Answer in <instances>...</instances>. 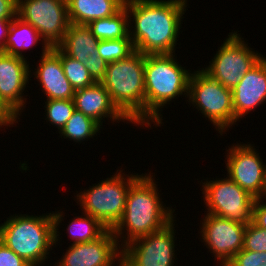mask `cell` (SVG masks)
Masks as SVG:
<instances>
[{
	"label": "cell",
	"instance_id": "ba28073f",
	"mask_svg": "<svg viewBox=\"0 0 266 266\" xmlns=\"http://www.w3.org/2000/svg\"><path fill=\"white\" fill-rule=\"evenodd\" d=\"M217 50L202 70L229 89H233L264 57L249 47L237 31L230 32Z\"/></svg>",
	"mask_w": 266,
	"mask_h": 266
},
{
	"label": "cell",
	"instance_id": "4dcf8cb0",
	"mask_svg": "<svg viewBox=\"0 0 266 266\" xmlns=\"http://www.w3.org/2000/svg\"><path fill=\"white\" fill-rule=\"evenodd\" d=\"M0 266H30L22 257L14 253L0 241Z\"/></svg>",
	"mask_w": 266,
	"mask_h": 266
},
{
	"label": "cell",
	"instance_id": "ffe728a7",
	"mask_svg": "<svg viewBox=\"0 0 266 266\" xmlns=\"http://www.w3.org/2000/svg\"><path fill=\"white\" fill-rule=\"evenodd\" d=\"M97 39L87 25H76L70 23L63 40L58 47L69 57L86 63L88 57L97 53Z\"/></svg>",
	"mask_w": 266,
	"mask_h": 266
},
{
	"label": "cell",
	"instance_id": "6da1fadb",
	"mask_svg": "<svg viewBox=\"0 0 266 266\" xmlns=\"http://www.w3.org/2000/svg\"><path fill=\"white\" fill-rule=\"evenodd\" d=\"M187 2L188 0H125L124 7L129 16V37L135 50L144 55L175 53L181 21L188 10Z\"/></svg>",
	"mask_w": 266,
	"mask_h": 266
},
{
	"label": "cell",
	"instance_id": "52a82bcc",
	"mask_svg": "<svg viewBox=\"0 0 266 266\" xmlns=\"http://www.w3.org/2000/svg\"><path fill=\"white\" fill-rule=\"evenodd\" d=\"M187 98L189 105L200 111L205 119L208 118L220 135L223 136L235 125L232 89L226 88L202 69L192 72Z\"/></svg>",
	"mask_w": 266,
	"mask_h": 266
},
{
	"label": "cell",
	"instance_id": "3957f363",
	"mask_svg": "<svg viewBox=\"0 0 266 266\" xmlns=\"http://www.w3.org/2000/svg\"><path fill=\"white\" fill-rule=\"evenodd\" d=\"M63 214L58 210L38 216L11 215L0 224V241L30 266H43L61 239L58 230Z\"/></svg>",
	"mask_w": 266,
	"mask_h": 266
},
{
	"label": "cell",
	"instance_id": "9a60e30c",
	"mask_svg": "<svg viewBox=\"0 0 266 266\" xmlns=\"http://www.w3.org/2000/svg\"><path fill=\"white\" fill-rule=\"evenodd\" d=\"M67 248L54 266H121L122 248L110 229L94 241Z\"/></svg>",
	"mask_w": 266,
	"mask_h": 266
},
{
	"label": "cell",
	"instance_id": "e575fe53",
	"mask_svg": "<svg viewBox=\"0 0 266 266\" xmlns=\"http://www.w3.org/2000/svg\"><path fill=\"white\" fill-rule=\"evenodd\" d=\"M11 23L12 20L0 19V51L2 52L5 50V45L7 42V37L9 34Z\"/></svg>",
	"mask_w": 266,
	"mask_h": 266
},
{
	"label": "cell",
	"instance_id": "8992f818",
	"mask_svg": "<svg viewBox=\"0 0 266 266\" xmlns=\"http://www.w3.org/2000/svg\"><path fill=\"white\" fill-rule=\"evenodd\" d=\"M115 173L75 195L82 212L95 217L110 230L122 218L129 187L140 176L133 172L125 174L121 169Z\"/></svg>",
	"mask_w": 266,
	"mask_h": 266
},
{
	"label": "cell",
	"instance_id": "9c48e42d",
	"mask_svg": "<svg viewBox=\"0 0 266 266\" xmlns=\"http://www.w3.org/2000/svg\"><path fill=\"white\" fill-rule=\"evenodd\" d=\"M202 182L204 205L208 214L248 224L252 221L255 199L228 176Z\"/></svg>",
	"mask_w": 266,
	"mask_h": 266
},
{
	"label": "cell",
	"instance_id": "d6a6232c",
	"mask_svg": "<svg viewBox=\"0 0 266 266\" xmlns=\"http://www.w3.org/2000/svg\"><path fill=\"white\" fill-rule=\"evenodd\" d=\"M17 16V0H0V19L13 20Z\"/></svg>",
	"mask_w": 266,
	"mask_h": 266
},
{
	"label": "cell",
	"instance_id": "f1b7e54d",
	"mask_svg": "<svg viewBox=\"0 0 266 266\" xmlns=\"http://www.w3.org/2000/svg\"><path fill=\"white\" fill-rule=\"evenodd\" d=\"M225 266H266V252L242 249Z\"/></svg>",
	"mask_w": 266,
	"mask_h": 266
},
{
	"label": "cell",
	"instance_id": "d6986e66",
	"mask_svg": "<svg viewBox=\"0 0 266 266\" xmlns=\"http://www.w3.org/2000/svg\"><path fill=\"white\" fill-rule=\"evenodd\" d=\"M69 22L76 25H87L95 19L115 15L125 0H66Z\"/></svg>",
	"mask_w": 266,
	"mask_h": 266
},
{
	"label": "cell",
	"instance_id": "83f0119b",
	"mask_svg": "<svg viewBox=\"0 0 266 266\" xmlns=\"http://www.w3.org/2000/svg\"><path fill=\"white\" fill-rule=\"evenodd\" d=\"M243 249L266 252V229L258 227L252 221L246 224Z\"/></svg>",
	"mask_w": 266,
	"mask_h": 266
},
{
	"label": "cell",
	"instance_id": "8fae6325",
	"mask_svg": "<svg viewBox=\"0 0 266 266\" xmlns=\"http://www.w3.org/2000/svg\"><path fill=\"white\" fill-rule=\"evenodd\" d=\"M17 16L31 24L50 47H57L70 25L66 0H17Z\"/></svg>",
	"mask_w": 266,
	"mask_h": 266
},
{
	"label": "cell",
	"instance_id": "cb8c5ba5",
	"mask_svg": "<svg viewBox=\"0 0 266 266\" xmlns=\"http://www.w3.org/2000/svg\"><path fill=\"white\" fill-rule=\"evenodd\" d=\"M67 224V233L72 244L86 243L100 238L108 229L95 217L81 213ZM84 216V217H83Z\"/></svg>",
	"mask_w": 266,
	"mask_h": 266
},
{
	"label": "cell",
	"instance_id": "44dd1931",
	"mask_svg": "<svg viewBox=\"0 0 266 266\" xmlns=\"http://www.w3.org/2000/svg\"><path fill=\"white\" fill-rule=\"evenodd\" d=\"M42 43V49L50 47L40 37L39 32L28 22L16 16L11 23L4 53L25 58L24 50L36 47L38 41Z\"/></svg>",
	"mask_w": 266,
	"mask_h": 266
},
{
	"label": "cell",
	"instance_id": "484cf974",
	"mask_svg": "<svg viewBox=\"0 0 266 266\" xmlns=\"http://www.w3.org/2000/svg\"><path fill=\"white\" fill-rule=\"evenodd\" d=\"M135 51L130 38L100 40L97 53L108 64L128 57Z\"/></svg>",
	"mask_w": 266,
	"mask_h": 266
},
{
	"label": "cell",
	"instance_id": "603a6c76",
	"mask_svg": "<svg viewBox=\"0 0 266 266\" xmlns=\"http://www.w3.org/2000/svg\"><path fill=\"white\" fill-rule=\"evenodd\" d=\"M102 126L92 118L75 109L67 123L59 131L61 138H67L80 144L101 133Z\"/></svg>",
	"mask_w": 266,
	"mask_h": 266
},
{
	"label": "cell",
	"instance_id": "836d02e7",
	"mask_svg": "<svg viewBox=\"0 0 266 266\" xmlns=\"http://www.w3.org/2000/svg\"><path fill=\"white\" fill-rule=\"evenodd\" d=\"M18 119L7 109V107L0 101V129L4 126L13 127L18 123Z\"/></svg>",
	"mask_w": 266,
	"mask_h": 266
},
{
	"label": "cell",
	"instance_id": "7402d4cb",
	"mask_svg": "<svg viewBox=\"0 0 266 266\" xmlns=\"http://www.w3.org/2000/svg\"><path fill=\"white\" fill-rule=\"evenodd\" d=\"M91 33L99 40L122 39L129 37V16L123 6L115 15L95 19L87 24Z\"/></svg>",
	"mask_w": 266,
	"mask_h": 266
},
{
	"label": "cell",
	"instance_id": "5b68a950",
	"mask_svg": "<svg viewBox=\"0 0 266 266\" xmlns=\"http://www.w3.org/2000/svg\"><path fill=\"white\" fill-rule=\"evenodd\" d=\"M144 66L145 55L135 50L124 59L108 63L100 82L129 122L145 128Z\"/></svg>",
	"mask_w": 266,
	"mask_h": 266
},
{
	"label": "cell",
	"instance_id": "5bb4252c",
	"mask_svg": "<svg viewBox=\"0 0 266 266\" xmlns=\"http://www.w3.org/2000/svg\"><path fill=\"white\" fill-rule=\"evenodd\" d=\"M29 65L26 58L0 51V101L18 120L27 102L23 91L33 77Z\"/></svg>",
	"mask_w": 266,
	"mask_h": 266
},
{
	"label": "cell",
	"instance_id": "4fadbf2b",
	"mask_svg": "<svg viewBox=\"0 0 266 266\" xmlns=\"http://www.w3.org/2000/svg\"><path fill=\"white\" fill-rule=\"evenodd\" d=\"M200 226L201 241L220 266H225L244 246L246 224L206 213Z\"/></svg>",
	"mask_w": 266,
	"mask_h": 266
},
{
	"label": "cell",
	"instance_id": "f546056e",
	"mask_svg": "<svg viewBox=\"0 0 266 266\" xmlns=\"http://www.w3.org/2000/svg\"><path fill=\"white\" fill-rule=\"evenodd\" d=\"M85 66L96 82H100L104 78L107 63L99 56L98 53L91 54L88 57Z\"/></svg>",
	"mask_w": 266,
	"mask_h": 266
},
{
	"label": "cell",
	"instance_id": "4316f807",
	"mask_svg": "<svg viewBox=\"0 0 266 266\" xmlns=\"http://www.w3.org/2000/svg\"><path fill=\"white\" fill-rule=\"evenodd\" d=\"M46 122L56 126L60 131L75 111L73 100H46L44 105ZM48 120V121H47Z\"/></svg>",
	"mask_w": 266,
	"mask_h": 266
},
{
	"label": "cell",
	"instance_id": "7a4b0ae2",
	"mask_svg": "<svg viewBox=\"0 0 266 266\" xmlns=\"http://www.w3.org/2000/svg\"><path fill=\"white\" fill-rule=\"evenodd\" d=\"M151 174V171L142 173L129 187L123 216L112 229L121 248L136 238L162 229L176 218L175 209L166 208L160 199L155 175Z\"/></svg>",
	"mask_w": 266,
	"mask_h": 266
},
{
	"label": "cell",
	"instance_id": "ac0fdd59",
	"mask_svg": "<svg viewBox=\"0 0 266 266\" xmlns=\"http://www.w3.org/2000/svg\"><path fill=\"white\" fill-rule=\"evenodd\" d=\"M75 109L92 118L103 126L104 118H110L112 123L129 120L112 103L108 91L101 82L76 90L73 96Z\"/></svg>",
	"mask_w": 266,
	"mask_h": 266
},
{
	"label": "cell",
	"instance_id": "2e32d148",
	"mask_svg": "<svg viewBox=\"0 0 266 266\" xmlns=\"http://www.w3.org/2000/svg\"><path fill=\"white\" fill-rule=\"evenodd\" d=\"M235 125L240 118L266 103V57L264 56L232 89Z\"/></svg>",
	"mask_w": 266,
	"mask_h": 266
},
{
	"label": "cell",
	"instance_id": "277c9868",
	"mask_svg": "<svg viewBox=\"0 0 266 266\" xmlns=\"http://www.w3.org/2000/svg\"><path fill=\"white\" fill-rule=\"evenodd\" d=\"M175 53L145 55V126L160 127L163 107L183 95L187 99L192 71L177 62ZM190 71V72H189ZM162 108V109H161Z\"/></svg>",
	"mask_w": 266,
	"mask_h": 266
},
{
	"label": "cell",
	"instance_id": "7c38bea8",
	"mask_svg": "<svg viewBox=\"0 0 266 266\" xmlns=\"http://www.w3.org/2000/svg\"><path fill=\"white\" fill-rule=\"evenodd\" d=\"M226 151L227 176L254 198L266 197V165L254 144H232Z\"/></svg>",
	"mask_w": 266,
	"mask_h": 266
},
{
	"label": "cell",
	"instance_id": "1f68e13d",
	"mask_svg": "<svg viewBox=\"0 0 266 266\" xmlns=\"http://www.w3.org/2000/svg\"><path fill=\"white\" fill-rule=\"evenodd\" d=\"M263 198L255 199L253 205L252 222L260 228L266 229V202ZM266 200V197H264Z\"/></svg>",
	"mask_w": 266,
	"mask_h": 266
},
{
	"label": "cell",
	"instance_id": "d4e9b609",
	"mask_svg": "<svg viewBox=\"0 0 266 266\" xmlns=\"http://www.w3.org/2000/svg\"><path fill=\"white\" fill-rule=\"evenodd\" d=\"M51 49L61 58L64 74L75 91L87 88L96 82L84 63L67 56L58 46Z\"/></svg>",
	"mask_w": 266,
	"mask_h": 266
},
{
	"label": "cell",
	"instance_id": "e0dca14e",
	"mask_svg": "<svg viewBox=\"0 0 266 266\" xmlns=\"http://www.w3.org/2000/svg\"><path fill=\"white\" fill-rule=\"evenodd\" d=\"M40 55L33 75L39 81L46 100H73L75 90L64 74L61 58L51 48L43 49Z\"/></svg>",
	"mask_w": 266,
	"mask_h": 266
},
{
	"label": "cell",
	"instance_id": "30bf717a",
	"mask_svg": "<svg viewBox=\"0 0 266 266\" xmlns=\"http://www.w3.org/2000/svg\"><path fill=\"white\" fill-rule=\"evenodd\" d=\"M175 221L122 247L121 266H175Z\"/></svg>",
	"mask_w": 266,
	"mask_h": 266
}]
</instances>
